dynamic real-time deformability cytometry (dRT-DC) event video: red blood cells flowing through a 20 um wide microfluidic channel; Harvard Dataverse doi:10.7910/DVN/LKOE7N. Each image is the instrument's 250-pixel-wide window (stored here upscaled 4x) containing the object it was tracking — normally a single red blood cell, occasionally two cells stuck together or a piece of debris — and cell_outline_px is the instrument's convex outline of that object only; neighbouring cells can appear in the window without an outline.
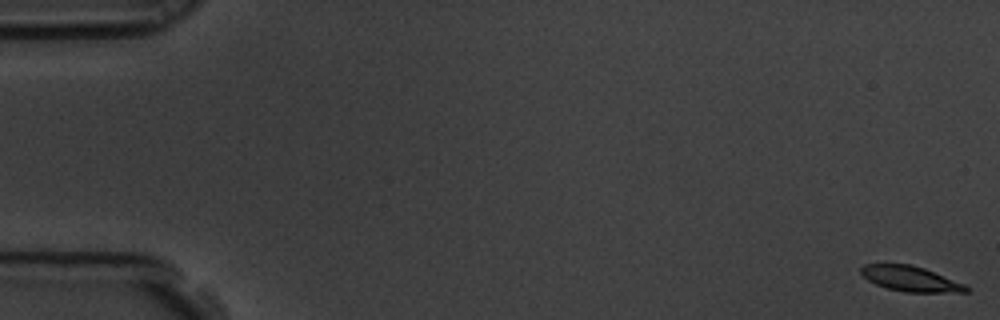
{"species": "common noctule bat (a hibernating species)", "species_latin": "Nyctalus noctula", "temperature_condition": "room temperature", "stored_images_in_passage": 5, "camera_frame_rate_fps": 3000, "um_per_image_px": 0.085, "animal": {"sex": "male", "body_mass_g": 19.5, "forearm_length_mm": 54.6}, "frame": {"image": 1, "passage_image": 1, "time_ms": 0.0, "image_size_px": [1000, 320], "cell_outline_px": [[968, 292], [904, 292], [888, 288], [876, 284], [868, 280], [860, 272], [860, 268], [864, 264], [912, 264], [924, 268], [964, 284], [968, 288]], "centroid_in_image_um": [77.37, 23.69], "position_along_channel_um": 7.6, "area_um2": 15.26}}
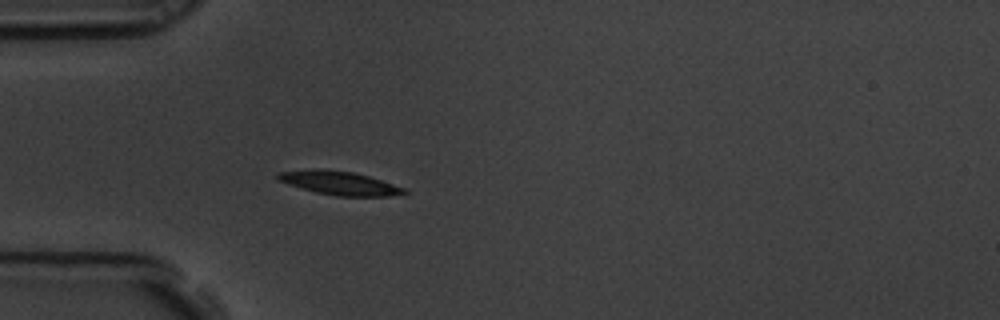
{"frame": {"image": 2, "passage_image": 5, "time_ms": 1.333, "image_size_px": [1000, 320], "cell_outline_px": [[408, 192], [388, 196], [336, 196], [316, 192], [288, 184], [276, 180], [276, 172], [312, 168], [320, 168], [352, 172], [368, 176], [408, 188]], "centroid_in_image_um": [28.82, 15.54], "position_along_channel_um": 56.2, "area_um2": 17.57}}